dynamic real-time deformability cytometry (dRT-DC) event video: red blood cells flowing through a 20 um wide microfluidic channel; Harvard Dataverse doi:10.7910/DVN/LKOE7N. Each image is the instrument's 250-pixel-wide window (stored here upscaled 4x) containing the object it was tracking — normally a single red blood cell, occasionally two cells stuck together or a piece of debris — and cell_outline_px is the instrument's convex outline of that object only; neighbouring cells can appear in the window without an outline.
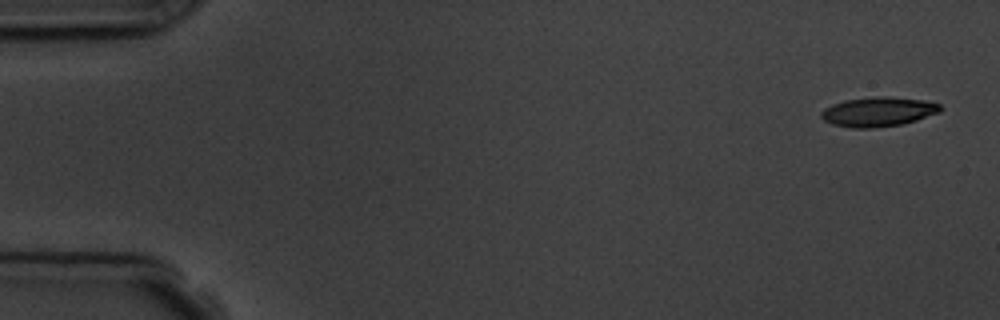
{"species": "common noctule bat (a hibernating species)", "species_latin": "Nyctalus noctula", "temperature_condition": "room temperature", "stored_images_in_passage": 9, "camera_frame_rate_fps": 3000, "um_per_image_px": 0.085, "animal": {"sex": "male", "body_mass_g": 19.5, "forearm_length_mm": 54.6}, "frame": {"image": 1, "passage_image": 1, "time_ms": 0.0, "image_size_px": [1000, 320], "cell_outline_px": [[944, 108], [940, 112], [904, 124], [872, 128], [852, 128], [832, 124], [824, 120], [820, 116], [820, 112], [824, 108], [832, 104], [844, 100], [880, 96], [888, 96], [924, 100], [940, 104]], "centroid_in_image_um": [74.65, 9.5], "position_along_channel_um": 10.3, "area_um2": 20.63}}
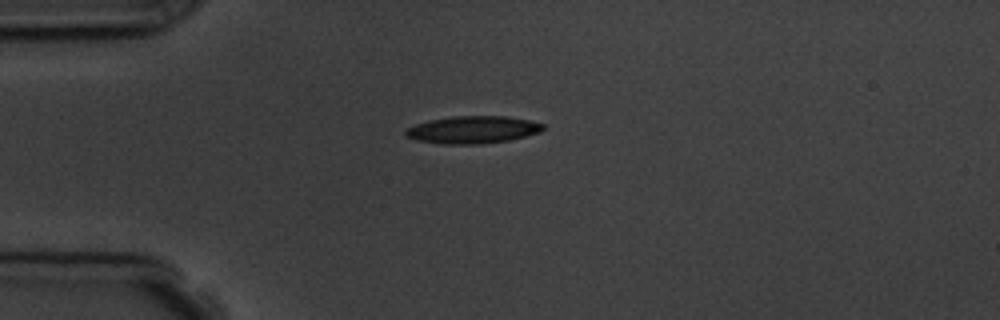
{"frame": {"image": 2, "passage_image": 4, "time_ms": 4.0, "image_size_px": [1000, 320], "cell_outline_px": [[544, 128], [540, 132], [508, 140], [480, 144], [444, 144], [416, 140], [404, 136], [404, 132], [408, 128], [416, 124], [432, 120], [452, 116], [508, 116], [528, 120], [544, 124]], "centroid_in_image_um": [40.17, 11.03], "position_along_channel_um": 44.8, "area_um2": 21.79}}